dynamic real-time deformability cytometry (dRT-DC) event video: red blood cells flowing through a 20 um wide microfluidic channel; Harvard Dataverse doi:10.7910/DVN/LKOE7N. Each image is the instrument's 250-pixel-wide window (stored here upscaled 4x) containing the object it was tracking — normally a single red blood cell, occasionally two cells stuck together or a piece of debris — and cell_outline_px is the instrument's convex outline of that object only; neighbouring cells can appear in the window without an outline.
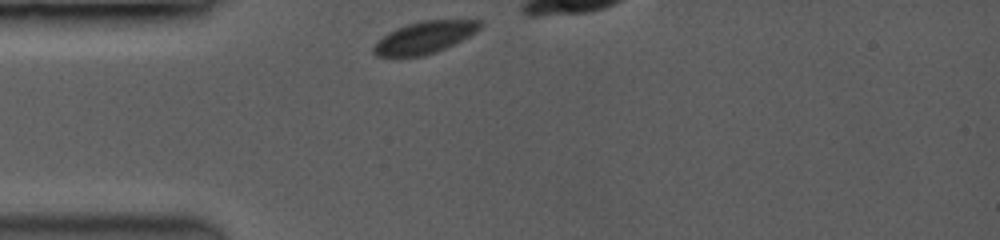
{"species": "common noctule bat (a hibernating species)", "species_latin": "Nyctalus noctula", "temperature_condition": "room temperature", "stored_images_in_passage": 10, "camera_frame_rate_fps": 3500, "um_per_image_px": 0.085, "animal": {"sex": "female", "body_mass_g": 19.0, "forearm_length_mm": 53.3}, "frame": {"image": 1, "passage_image": 1, "time_ms": 0.0, "image_size_px": [1000, 240], "cell_outline_px": [[484, 24], [476, 32], [444, 48], [420, 56], [376, 56], [372, 52], [372, 48], [376, 40], [388, 32], [396, 28], [420, 20], [480, 20]], "centroid_in_image_um": [36.04, 3.16], "position_along_channel_um": 49.0, "area_um2": 19.65}}